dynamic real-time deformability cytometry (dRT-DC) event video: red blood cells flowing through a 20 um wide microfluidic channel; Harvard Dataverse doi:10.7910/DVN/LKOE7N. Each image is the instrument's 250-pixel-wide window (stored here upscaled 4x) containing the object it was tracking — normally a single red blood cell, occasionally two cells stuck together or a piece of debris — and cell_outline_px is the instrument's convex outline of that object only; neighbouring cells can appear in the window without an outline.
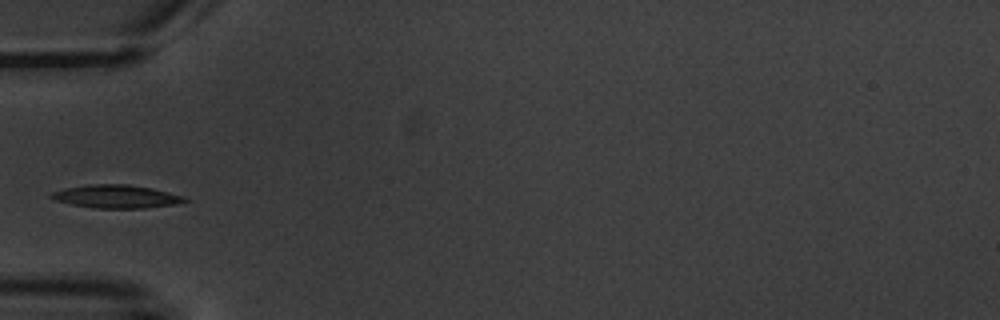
{"species": "common noctule bat (a hibernating species)", "species_latin": "Nyctalus noctula", "temperature_condition": "warm", "stored_images_in_passage": 5, "camera_frame_rate_fps": 3000, "um_per_image_px": 0.085, "animal": {"sex": "male", "body_mass_g": 20.1, "forearm_length_mm": 53.5}, "frame": {"image": 1, "passage_image": 3, "time_ms": 2.667, "image_size_px": [1000, 320], "cell_outline_px": [[188, 200], [176, 204], [144, 208], [96, 208], [72, 204], [52, 200], [48, 196], [52, 192], [64, 188], [88, 184], [128, 184], [152, 188], [184, 196]], "centroid_in_image_um": [9.84, 16.69], "position_along_channel_um": 75.2, "area_um2": 18.03}}
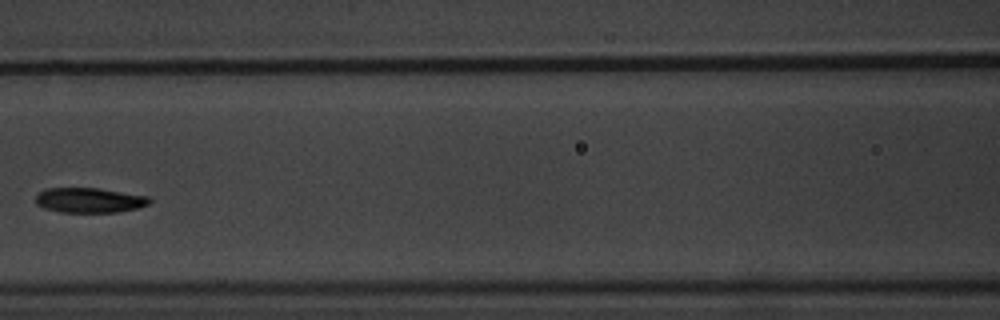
{"frame": {"image": 2, "passage_image": 5, "time_ms": 5.0, "image_size_px": [1000, 320], "cell_outline_px": [[152, 200], [148, 204], [136, 208], [116, 212], [60, 212], [44, 208], [36, 204], [36, 196], [40, 192], [48, 188], [100, 188], [148, 196]], "centroid_in_image_um": [7.6, 17.01], "position_along_channel_um": 159.0, "area_um2": 16.47}}